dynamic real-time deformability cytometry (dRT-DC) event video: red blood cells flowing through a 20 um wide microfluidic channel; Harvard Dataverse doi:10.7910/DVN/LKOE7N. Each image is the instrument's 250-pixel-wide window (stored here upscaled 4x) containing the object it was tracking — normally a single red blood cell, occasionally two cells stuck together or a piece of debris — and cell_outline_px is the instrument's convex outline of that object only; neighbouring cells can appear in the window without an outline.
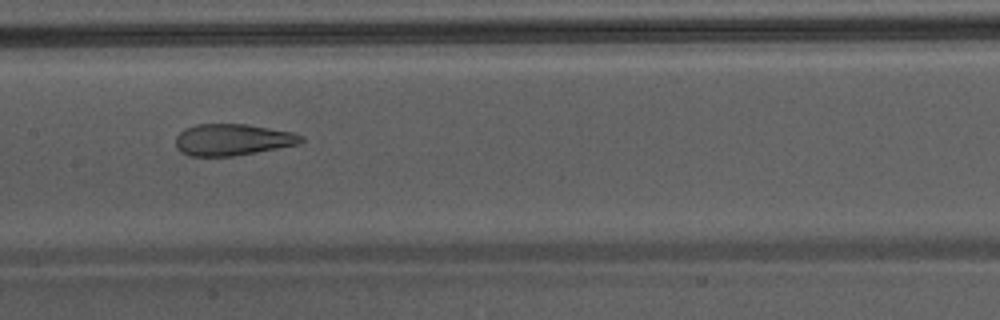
{"species": "Egyptian fruit bat (a non-hibernating species)", "species_latin": "Rousettus aegyptiacus", "temperature_condition": "warm", "stored_images_in_passage": 25, "camera_frame_rate_fps": 3000, "um_per_image_px": 0.085, "animal": {"sex": "male"}, "frame": {"image": 1, "passage_image": 10, "time_ms": 3.0, "image_size_px": [1000, 320], "cell_outline_px": [[304, 140], [300, 144], [236, 156], [188, 156], [180, 152], [176, 148], [176, 136], [184, 128], [196, 124], [248, 124], [296, 132], [304, 136]], "centroid_in_image_um": [19.79, 11.87], "position_along_channel_um": 187.6, "area_um2": 23.52}}
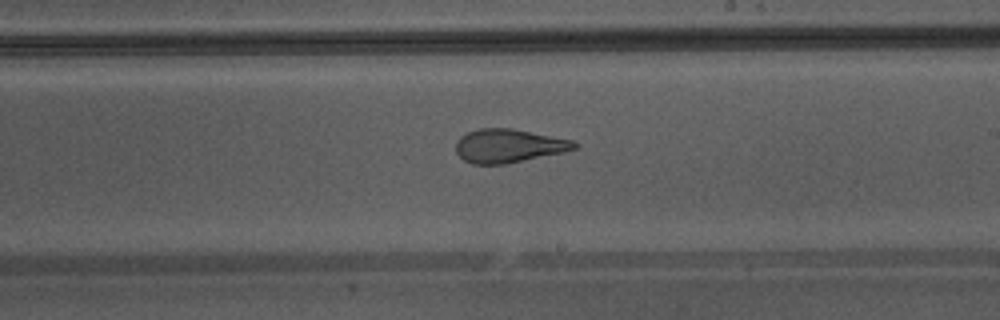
{"frame": {"image": 2, "passage_image": 14, "time_ms": 4.333, "image_size_px": [1000, 320], "cell_outline_px": [[580, 144], [576, 148], [564, 152], [504, 164], [472, 164], [464, 160], [456, 152], [456, 140], [460, 136], [468, 132], [480, 128], [512, 128], [572, 140]], "centroid_in_image_um": [43.22, 12.39], "position_along_channel_um": 245.8, "area_um2": 23.12}, "authors_computed_cell_mechanics": {"area_um2": 23.5246, "velocity_mm_per_s": 4.3782, "shape_relaxation_time_tau1_ms": null, "shape_relaxation_time_tau2_ms": 1.4306, "deformation_change_tau1": null, "deformation_change_tau2": 0.109}}